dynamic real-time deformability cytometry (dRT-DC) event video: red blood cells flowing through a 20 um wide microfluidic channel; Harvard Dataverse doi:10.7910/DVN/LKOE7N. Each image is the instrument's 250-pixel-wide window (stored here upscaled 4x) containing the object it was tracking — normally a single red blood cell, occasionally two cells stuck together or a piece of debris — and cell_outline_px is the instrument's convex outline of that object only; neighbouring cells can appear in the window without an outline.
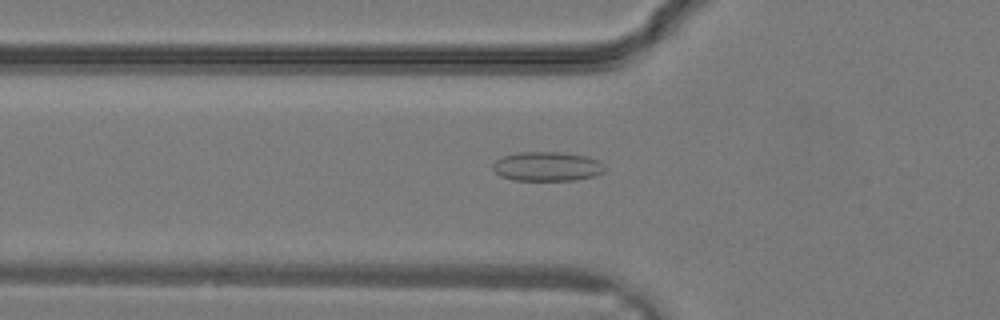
{"species": "common noctule bat (a hibernating species)", "species_latin": "Nyctalus noctula", "temperature_condition": "warm", "stored_images_in_passage": 33, "camera_frame_rate_fps": 3000, "um_per_image_px": 0.085, "animal": {"sex": "male", "body_mass_g": 19.2, "forearm_length_mm": 51.8}, "frame": {"image": 1, "passage_image": 12, "time_ms": 3.667, "image_size_px": [1000, 320], "cell_outline_px": [[604, 172], [596, 176], [576, 180], [512, 180], [500, 176], [492, 168], [492, 164], [496, 160], [504, 156], [516, 152], [564, 152], [588, 156], [600, 160], [604, 164]], "centroid_in_image_um": [46.54, 14.14], "position_along_channel_um": 79.3, "area_um2": 19.42}}
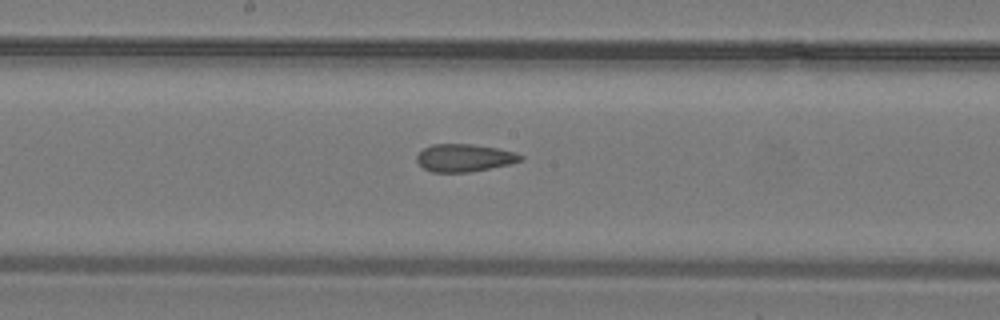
{"frame": {"image": 2, "passage_image": 18, "time_ms": 5.667, "image_size_px": [1000, 320], "cell_outline_px": [[524, 160], [508, 164], [468, 172], [432, 172], [424, 168], [416, 160], [416, 156], [424, 148], [432, 144], [472, 144], [496, 148], [512, 152], [524, 156]], "centroid_in_image_um": [39.45, 13.41], "position_along_channel_um": 208.8, "area_um2": 16.47}}
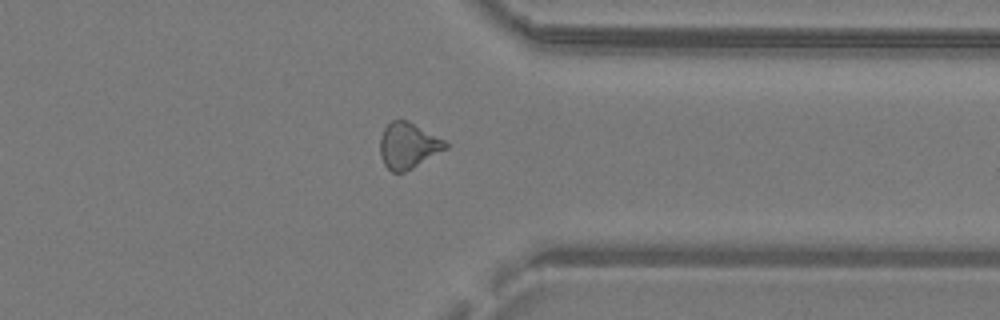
{"frame": {"image": 3, "passage_image": 26, "time_ms": 8.333, "image_size_px": [1000, 320], "cell_outline_px": [[448, 148], [412, 168], [404, 172], [392, 172], [384, 164], [380, 156], [380, 140], [384, 128], [392, 120], [408, 120], [444, 140], [448, 144]], "centroid_in_image_um": [34.68, 12.37], "position_along_channel_um": 376.7, "area_um2": 17.34}}